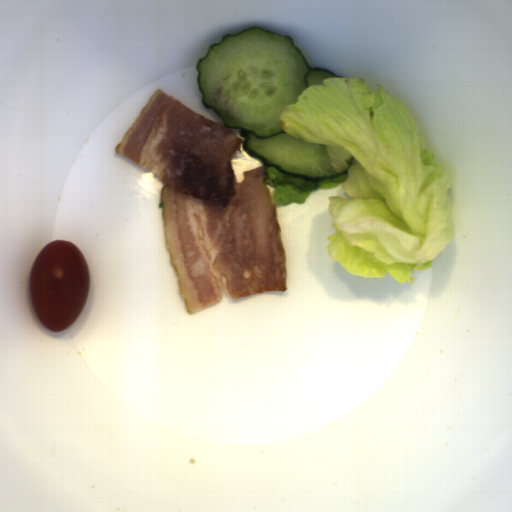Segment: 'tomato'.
I'll list each match as a JSON object with an SVG mask.
<instances>
[{
  "label": "tomato",
  "mask_w": 512,
  "mask_h": 512,
  "mask_svg": "<svg viewBox=\"0 0 512 512\" xmlns=\"http://www.w3.org/2000/svg\"><path fill=\"white\" fill-rule=\"evenodd\" d=\"M90 287L88 262L77 244L52 240L41 248L30 270L32 308L42 326L65 331L76 322Z\"/></svg>",
  "instance_id": "obj_1"
}]
</instances>
